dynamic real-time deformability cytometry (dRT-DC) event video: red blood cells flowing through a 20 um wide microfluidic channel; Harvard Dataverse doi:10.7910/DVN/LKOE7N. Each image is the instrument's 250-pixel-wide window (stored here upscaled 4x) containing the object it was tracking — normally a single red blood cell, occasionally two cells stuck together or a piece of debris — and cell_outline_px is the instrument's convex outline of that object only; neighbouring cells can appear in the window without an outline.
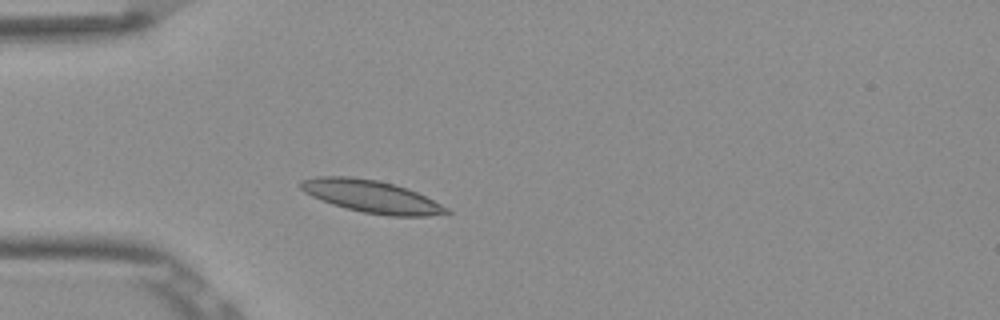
{"species": "Egyptian fruit bat (a non-hibernating species)", "species_latin": "Rousettus aegyptiacus", "temperature_condition": "room temperature", "stored_images_in_passage": 32, "camera_frame_rate_fps": 3000, "um_per_image_px": 0.085, "frame": {"image": 1, "passage_image": 1, "time_ms": 0.0, "image_size_px": [1000, 320], "cell_outline_px": [[452, 212], [428, 216], [388, 216], [364, 212], [344, 208], [320, 200], [304, 192], [300, 188], [300, 180], [316, 176], [352, 176], [376, 180], [392, 184], [416, 192], [448, 208]], "centroid_in_image_um": [31.51, 16.7], "position_along_channel_um": 53.5, "area_um2": 27.34}}
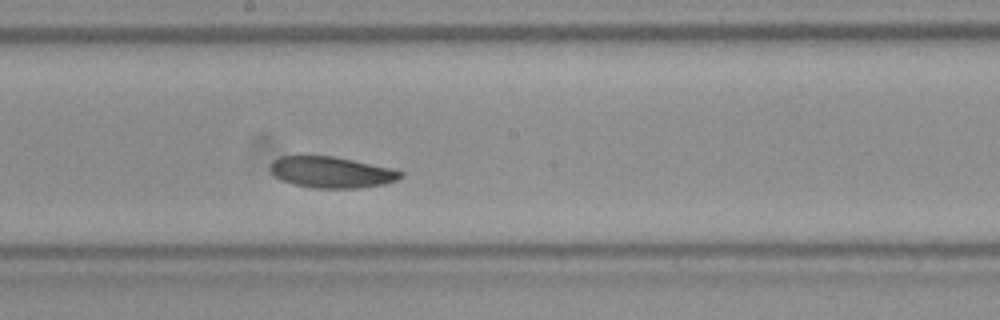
{"frame": {"image": 2, "passage_image": 15, "time_ms": 4.667, "image_size_px": [1000, 320], "cell_outline_px": [[404, 176], [396, 180], [384, 184], [356, 188], [308, 188], [292, 184], [276, 176], [268, 168], [272, 160], [280, 156], [332, 156], [396, 168], [404, 172]], "centroid_in_image_um": [28.2, 14.64], "position_along_channel_um": 220.0, "area_um2": 23.93}}
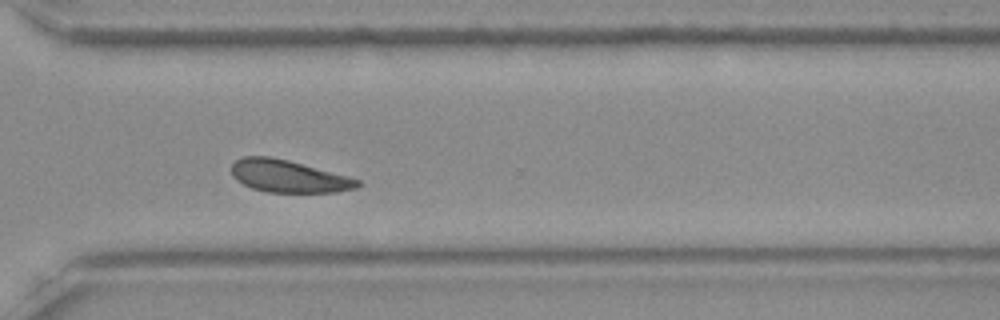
{"frame": {"image": 3, "passage_image": 25, "time_ms": 8.0, "image_size_px": [1000, 320], "cell_outline_px": [[360, 184], [356, 188], [336, 192], [268, 192], [252, 188], [236, 180], [232, 176], [232, 164], [236, 160], [244, 156], [268, 156], [288, 160], [348, 176], [360, 180]], "centroid_in_image_um": [24.51, 14.98], "position_along_channel_um": 346.1, "area_um2": 23.58}, "authors_computed_cell_mechanics": {"area_um2": 24.276, "velocity_mm_per_s": 3.7797, "shape_relaxation_time_tau1_ms": 3.2077, "shape_relaxation_time_tau2_ms": 3.1524, "deformation_change_tau1": 0.0634, "deformation_change_tau2": 0.0694}}